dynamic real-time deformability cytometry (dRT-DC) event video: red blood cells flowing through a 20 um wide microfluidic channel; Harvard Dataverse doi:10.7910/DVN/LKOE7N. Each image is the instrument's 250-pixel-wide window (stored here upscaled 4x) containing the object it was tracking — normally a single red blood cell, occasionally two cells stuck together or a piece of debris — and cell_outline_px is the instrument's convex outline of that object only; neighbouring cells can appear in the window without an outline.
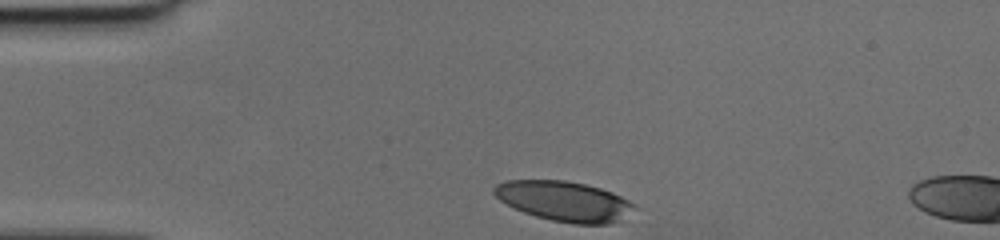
{"species": "human", "species_latin": "Homo sapiens", "temperature_condition": "cold", "stored_images_in_passage": 6, "camera_frame_rate_fps": 3000, "um_per_image_px": 0.085, "donor": {"sex": "female"}, "frame": {"image": 1, "passage_image": 1, "time_ms": 0.0, "image_size_px": [1000, 240], "cell_outline_px": [[640, 208], [620, 220], [612, 224], [572, 224], [552, 220], [536, 216], [524, 212], [500, 200], [492, 192], [492, 188], [496, 184], [508, 180], [564, 180], [584, 184], [600, 188], [612, 192], [636, 204]], "centroid_in_image_um": [48.01, 17.1], "position_along_channel_um": 37.0, "area_um2": 32.83}}